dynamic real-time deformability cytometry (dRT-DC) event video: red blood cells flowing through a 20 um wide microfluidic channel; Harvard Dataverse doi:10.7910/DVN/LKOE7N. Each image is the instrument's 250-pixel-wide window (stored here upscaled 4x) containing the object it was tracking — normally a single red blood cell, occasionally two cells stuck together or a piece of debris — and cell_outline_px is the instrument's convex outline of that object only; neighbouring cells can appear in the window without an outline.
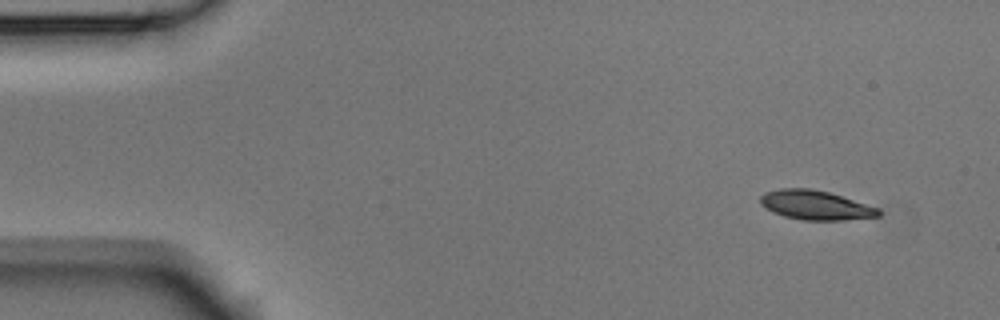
{"species": "Egyptian fruit bat (a non-hibernating species)", "species_latin": "Rousettus aegyptiacus", "temperature_condition": "room temperature", "stored_images_in_passage": 4, "camera_frame_rate_fps": 3000, "um_per_image_px": 0.085, "animal": {"sex": "male"}, "frame": {"image": 1, "passage_image": 1, "time_ms": 0.0, "image_size_px": [1000, 320], "cell_outline_px": [[880, 216], [844, 220], [800, 220], [784, 216], [772, 212], [760, 204], [760, 196], [764, 192], [780, 188], [808, 188], [828, 192], [880, 208]], "centroid_in_image_um": [69.29, 17.44], "position_along_channel_um": 15.7, "area_um2": 20.23}}
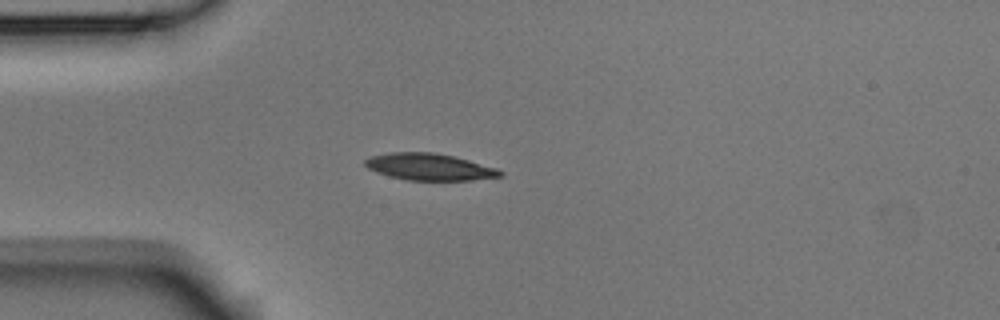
{"frame": {"image": 2, "passage_image": 3, "time_ms": 0.667, "image_size_px": [1000, 320], "cell_outline_px": [[504, 176], [472, 180], [404, 180], [388, 176], [376, 172], [368, 168], [364, 164], [364, 160], [368, 156], [392, 152], [432, 152], [452, 156], [468, 160], [496, 168], [504, 172]], "centroid_in_image_um": [36.46, 14.19], "position_along_channel_um": 48.5, "area_um2": 21.15}}